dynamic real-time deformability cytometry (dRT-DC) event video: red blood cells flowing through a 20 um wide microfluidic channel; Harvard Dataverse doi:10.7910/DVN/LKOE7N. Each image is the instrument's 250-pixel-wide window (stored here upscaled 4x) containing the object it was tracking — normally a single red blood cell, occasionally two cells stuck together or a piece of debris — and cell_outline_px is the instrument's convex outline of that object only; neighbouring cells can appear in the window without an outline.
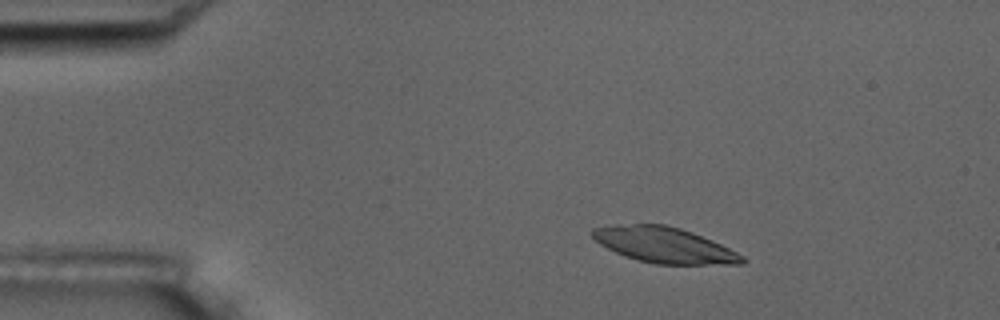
{"species": "common noctule bat (a hibernating species)", "species_latin": "Nyctalus noctula", "temperature_condition": "room temperature", "stored_images_in_passage": 4, "camera_frame_rate_fps": 3000, "um_per_image_px": 0.085, "animal": {"sex": "male", "body_mass_g": 17.5, "forearm_length_mm": 52.3}, "frame": {"image": 1, "passage_image": 2, "time_ms": 2.0, "image_size_px": [1000, 320], "cell_outline_px": [[748, 260], [744, 264], [656, 264], [636, 260], [624, 256], [600, 244], [592, 236], [592, 228], [616, 224], [664, 224], [680, 228], [692, 232], [712, 240], [744, 256]], "centroid_in_image_um": [56.47, 20.83], "position_along_channel_um": 28.5, "area_um2": 31.04}}